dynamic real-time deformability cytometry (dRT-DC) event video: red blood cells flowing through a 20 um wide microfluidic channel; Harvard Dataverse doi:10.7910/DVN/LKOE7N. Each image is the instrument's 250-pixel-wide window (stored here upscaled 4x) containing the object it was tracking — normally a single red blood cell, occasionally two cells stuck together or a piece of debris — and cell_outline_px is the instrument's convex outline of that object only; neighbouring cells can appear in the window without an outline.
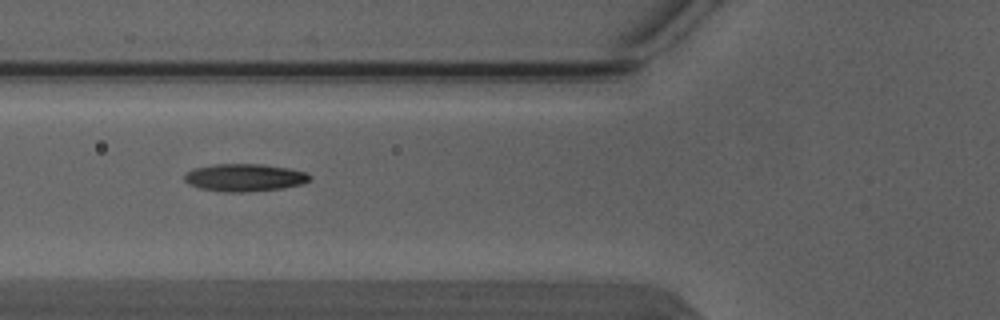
{"species": "Egyptian fruit bat (a non-hibernating species)", "species_latin": "Rousettus aegyptiacus", "temperature_condition": "warm", "stored_images_in_passage": 6, "camera_frame_rate_fps": 3000, "um_per_image_px": 0.085, "animal": {"sex": "male"}, "frame": {"image": 1, "passage_image": 4, "time_ms": 1.0, "image_size_px": [1000, 320], "cell_outline_px": [[312, 180], [300, 184], [284, 188], [248, 192], [224, 192], [200, 188], [184, 180], [184, 176], [192, 168], [216, 164], [264, 164], [288, 168], [304, 172], [312, 176]], "centroid_in_image_um": [20.82, 15.09], "position_along_channel_um": 105.0, "area_um2": 20.11}}
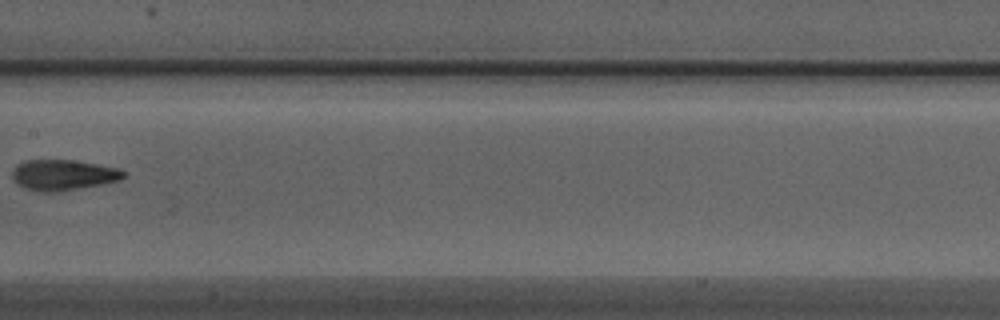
{"frame": {"image": 2, "passage_image": 6, "time_ms": 1.667, "image_size_px": [1000, 320], "cell_outline_px": [[128, 176], [120, 180], [104, 184], [80, 188], [52, 192], [36, 192], [24, 188], [16, 184], [12, 180], [12, 168], [16, 164], [24, 160], [72, 160], [96, 164], [116, 168], [128, 172]], "centroid_in_image_um": [5.34, 14.88], "position_along_channel_um": 202.1, "area_um2": 20.23}}